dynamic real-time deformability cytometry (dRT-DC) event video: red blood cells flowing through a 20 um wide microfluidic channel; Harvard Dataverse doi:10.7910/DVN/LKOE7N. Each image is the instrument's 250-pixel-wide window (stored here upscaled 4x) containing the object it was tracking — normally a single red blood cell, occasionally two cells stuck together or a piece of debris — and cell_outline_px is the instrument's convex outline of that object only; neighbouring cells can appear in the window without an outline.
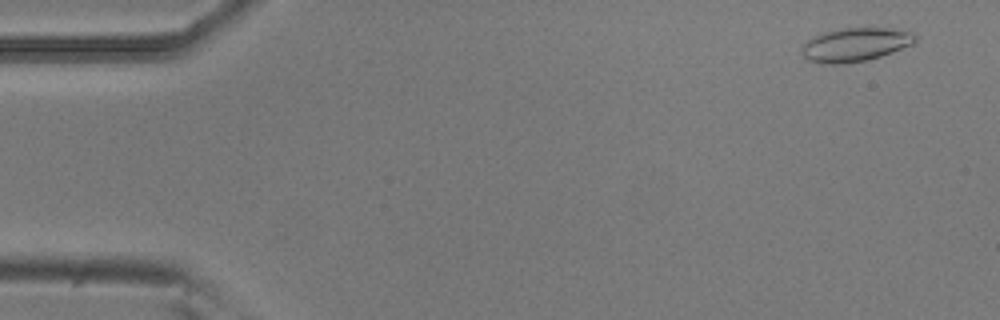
{"species": "common noctule bat (a hibernating species)", "species_latin": "Nyctalus noctula", "temperature_condition": "room temperature", "stored_images_in_passage": 5, "camera_frame_rate_fps": 3000, "um_per_image_px": 0.085, "animal": {"sex": "male", "body_mass_g": 20.5, "forearm_length_mm": 52.5}, "frame": {"image": 1, "passage_image": 1, "time_ms": 0.0, "image_size_px": [1000, 320], "cell_outline_px": [[916, 40], [912, 44], [892, 52], [868, 60], [844, 64], [820, 64], [808, 60], [800, 52], [800, 48], [812, 36], [824, 32], [844, 28], [888, 28], [912, 32], [916, 36]], "centroid_in_image_um": [72.65, 3.81], "position_along_channel_um": 12.3, "area_um2": 22.31}}
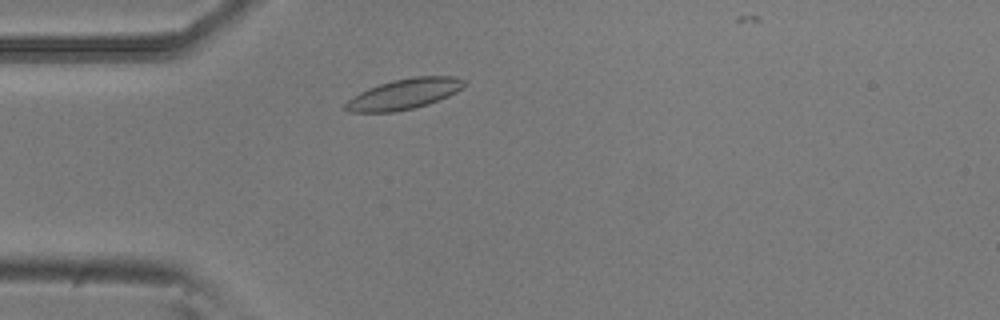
{"frame": {"image": 2, "passage_image": 4, "time_ms": 1.0, "image_size_px": [1000, 320], "cell_outline_px": [[464, 84], [456, 92], [448, 96], [428, 104], [412, 108], [392, 112], [348, 112], [340, 108], [352, 96], [368, 88], [392, 80], [416, 76], [456, 76], [464, 80]], "centroid_in_image_um": [34.29, 7.99], "position_along_channel_um": 50.7, "area_um2": 21.04}}